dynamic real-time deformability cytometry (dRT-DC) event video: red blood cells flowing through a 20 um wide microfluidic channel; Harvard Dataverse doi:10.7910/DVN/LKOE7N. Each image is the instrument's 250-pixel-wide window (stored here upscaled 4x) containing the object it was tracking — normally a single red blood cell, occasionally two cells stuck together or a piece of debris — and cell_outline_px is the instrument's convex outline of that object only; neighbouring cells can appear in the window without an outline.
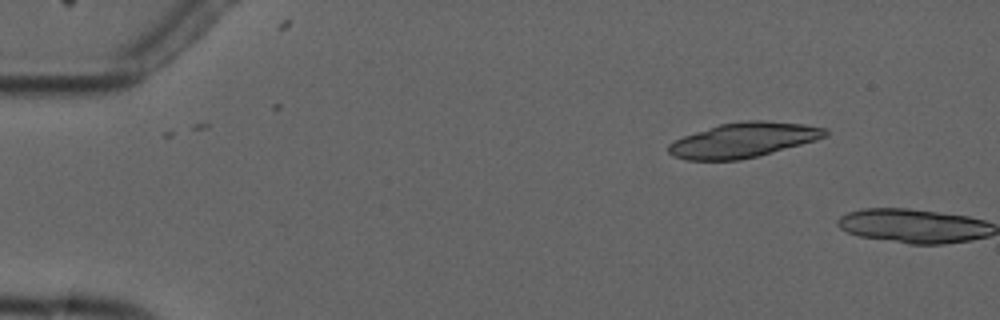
{"species": "common noctule bat (a hibernating species)", "species_latin": "Nyctalus noctula", "temperature_condition": "cold", "stored_images_in_passage": 3, "camera_frame_rate_fps": 3000, "um_per_image_px": 0.085, "animal": {"sex": "male", "forearm_length_mm": 52.5}, "frame": {"image": 1, "passage_image": 2, "time_ms": 2.0, "image_size_px": [1000, 320], "cell_outline_px": [[828, 136], [816, 140], [772, 152], [740, 160], [684, 160], [672, 156], [668, 152], [668, 144], [684, 136], [720, 124], [748, 120], [760, 120], [804, 124], [824, 128], [828, 132]], "centroid_in_image_um": [63.18, 11.91], "position_along_channel_um": 21.8, "area_um2": 31.5}}